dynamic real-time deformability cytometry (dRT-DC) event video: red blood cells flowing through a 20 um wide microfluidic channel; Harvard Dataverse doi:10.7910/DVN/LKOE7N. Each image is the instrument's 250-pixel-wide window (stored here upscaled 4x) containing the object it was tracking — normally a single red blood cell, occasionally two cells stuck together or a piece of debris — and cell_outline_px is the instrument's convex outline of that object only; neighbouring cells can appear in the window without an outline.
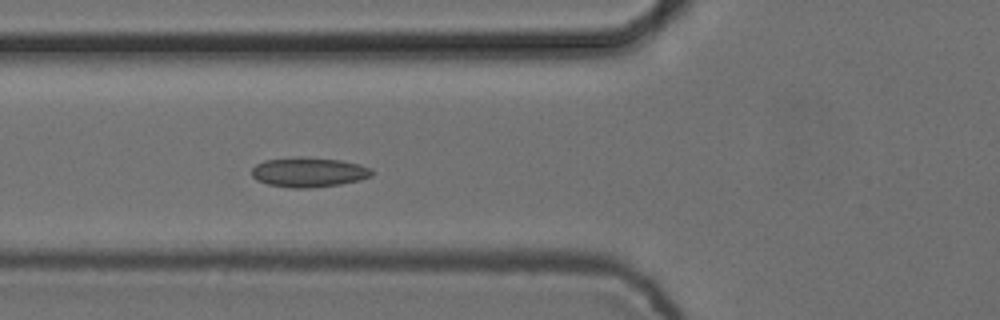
{"species": "common noctule bat (a hibernating species)", "species_latin": "Nyctalus noctula", "temperature_condition": "cold", "stored_images_in_passage": 6, "camera_frame_rate_fps": 3000, "um_per_image_px": 0.085, "animal": {"sex": "female", "body_mass_g": 24.6, "forearm_length_mm": 56.2}, "frame": {"image": 1, "passage_image": 6, "time_ms": 1.667, "image_size_px": [1000, 320], "cell_outline_px": [[372, 176], [360, 180], [340, 184], [308, 188], [292, 188], [268, 184], [256, 180], [252, 176], [252, 168], [256, 164], [264, 160], [300, 156], [304, 156], [340, 160], [360, 164], [372, 168]], "centroid_in_image_um": [26.24, 14.62], "position_along_channel_um": 99.6, "area_um2": 20.98}}